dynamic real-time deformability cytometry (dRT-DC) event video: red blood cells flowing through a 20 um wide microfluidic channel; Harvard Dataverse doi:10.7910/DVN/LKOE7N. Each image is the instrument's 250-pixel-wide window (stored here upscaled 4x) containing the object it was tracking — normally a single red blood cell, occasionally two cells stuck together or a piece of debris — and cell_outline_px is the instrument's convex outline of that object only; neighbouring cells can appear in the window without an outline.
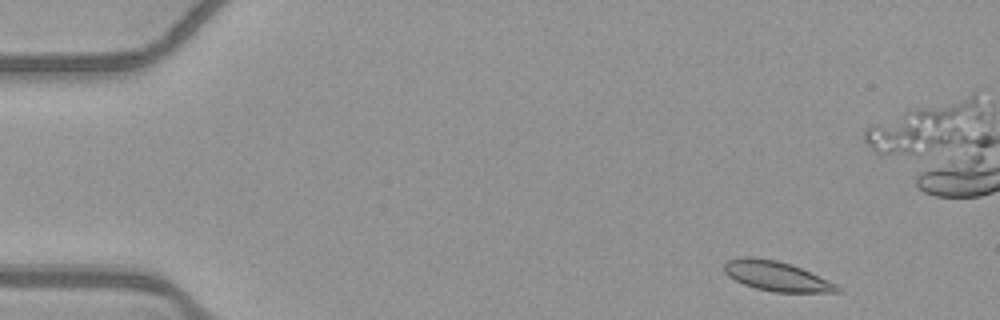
{"species": "common noctule bat (a hibernating species)", "species_latin": "Nyctalus noctula", "temperature_condition": "warm", "stored_images_in_passage": 51, "camera_frame_rate_fps": 3000, "um_per_image_px": 0.085, "animal": {"sex": "female", "body_mass_g": 21.9}, "frame": {"image": 1, "passage_image": 2, "time_ms": 0.333, "image_size_px": [1000, 320], "cell_outline_px": [[844, 288], [840, 292], [772, 292], [756, 288], [744, 284], [728, 276], [724, 272], [724, 264], [728, 260], [744, 256], [752, 256], [776, 260], [792, 264], [836, 284]], "centroid_in_image_um": [66.0, 23.47], "position_along_channel_um": 19.0, "area_um2": 19.59}}
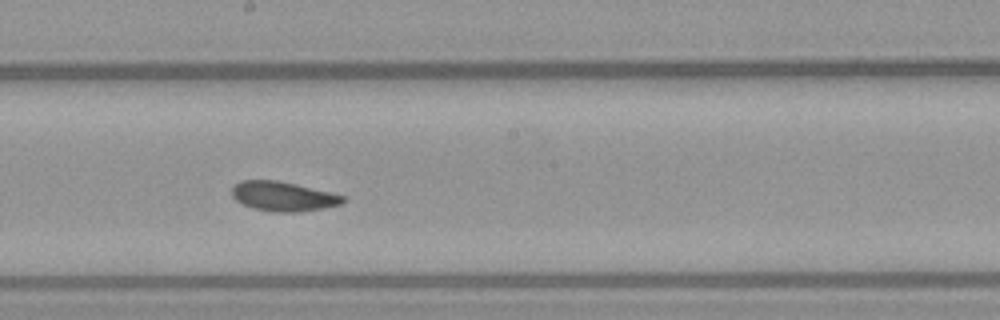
{"frame": {"image": 2, "passage_image": 26, "time_ms": 8.333, "image_size_px": [1000, 320], "cell_outline_px": [[348, 200], [340, 204], [324, 208], [300, 212], [272, 212], [252, 208], [236, 200], [232, 196], [232, 188], [240, 180], [276, 180], [296, 184], [348, 196]], "centroid_in_image_um": [24.12, 16.69], "position_along_channel_um": 224.1, "area_um2": 19.31}}
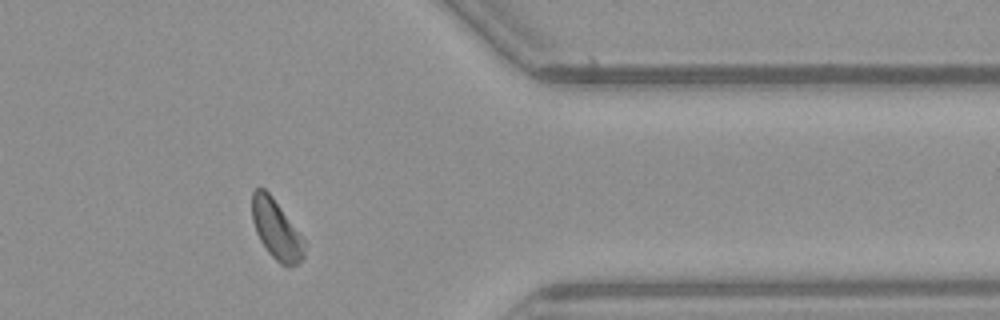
{"frame": {"image": 3, "passage_image": 40, "time_ms": 13.0, "image_size_px": [1000, 320], "cell_outline_px": [[308, 244], [304, 256], [300, 264], [292, 268], [288, 268], [280, 264], [268, 252], [260, 240], [256, 232], [252, 220], [252, 192], [256, 188], [264, 188], [272, 196]], "centroid_in_image_um": [23.53, 19.57], "position_along_channel_um": 387.9, "area_um2": 18.5}, "authors_computed_cell_mechanics": {"area_um2": 19.074, "velocity_mm_per_s": 3.8709, "shape_relaxation_time_tau1_ms": null, "shape_relaxation_time_tau2_ms": 6.5658, "deformation_change_tau1": null, "deformation_change_tau2": 0.0983}}